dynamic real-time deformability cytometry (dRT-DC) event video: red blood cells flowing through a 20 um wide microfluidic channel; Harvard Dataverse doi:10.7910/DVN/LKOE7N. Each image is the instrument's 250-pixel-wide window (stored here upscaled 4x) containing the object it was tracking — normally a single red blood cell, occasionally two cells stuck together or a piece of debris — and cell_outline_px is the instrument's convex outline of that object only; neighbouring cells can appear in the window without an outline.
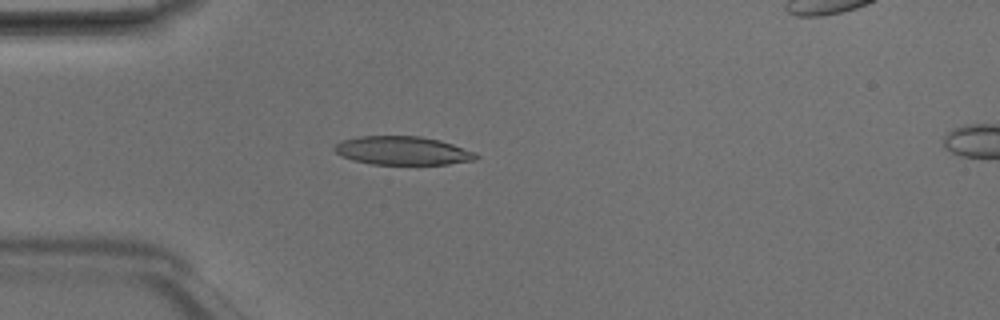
{"species": "Egyptian fruit bat (a non-hibernating species)", "species_latin": "Rousettus aegyptiacus", "temperature_condition": "room temperature", "stored_images_in_passage": 5, "camera_frame_rate_fps": 3000, "um_per_image_px": 0.085, "animal": {"sex": "male"}, "frame": {"image": 1, "passage_image": 4, "time_ms": 1.0, "image_size_px": [1000, 320], "cell_outline_px": [[480, 156], [476, 160], [448, 164], [372, 164], [352, 160], [340, 156], [332, 148], [340, 140], [360, 136], [420, 136], [440, 140], [476, 152]], "centroid_in_image_um": [34.21, 12.8], "position_along_channel_um": 50.8, "area_um2": 23.7}}